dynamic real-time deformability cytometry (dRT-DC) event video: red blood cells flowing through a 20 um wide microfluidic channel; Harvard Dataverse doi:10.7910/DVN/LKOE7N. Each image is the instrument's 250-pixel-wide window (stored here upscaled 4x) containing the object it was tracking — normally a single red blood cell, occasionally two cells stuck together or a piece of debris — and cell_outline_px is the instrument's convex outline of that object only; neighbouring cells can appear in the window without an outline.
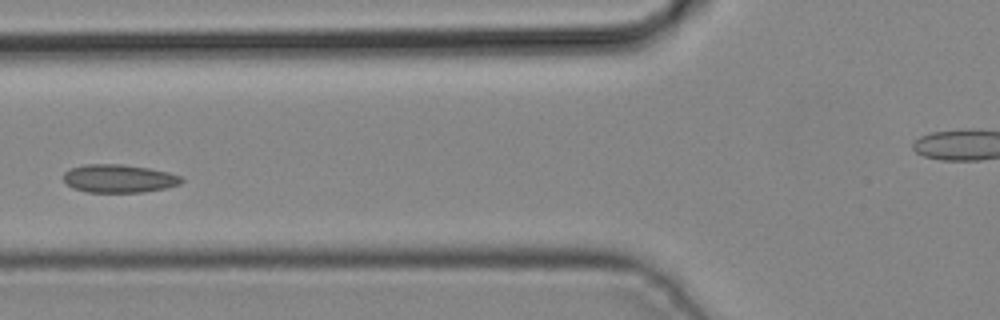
{"species": "common noctule bat (a hibernating species)", "species_latin": "Nyctalus noctula", "temperature_condition": "cold", "stored_images_in_passage": 2, "camera_frame_rate_fps": 3000, "um_per_image_px": 0.085, "animal": {"sex": "male", "body_mass_g": 19.2, "forearm_length_mm": 51.8}, "frame": {"image": 1, "passage_image": 2, "time_ms": 0.333, "image_size_px": [1000, 320], "cell_outline_px": [[184, 180], [180, 184], [164, 188], [144, 192], [88, 192], [72, 188], [64, 180], [64, 172], [68, 168], [84, 164], [124, 164], [148, 168], [168, 172], [180, 176]], "centroid_in_image_um": [10.08, 15.17], "position_along_channel_um": 115.7, "area_um2": 19.42}}